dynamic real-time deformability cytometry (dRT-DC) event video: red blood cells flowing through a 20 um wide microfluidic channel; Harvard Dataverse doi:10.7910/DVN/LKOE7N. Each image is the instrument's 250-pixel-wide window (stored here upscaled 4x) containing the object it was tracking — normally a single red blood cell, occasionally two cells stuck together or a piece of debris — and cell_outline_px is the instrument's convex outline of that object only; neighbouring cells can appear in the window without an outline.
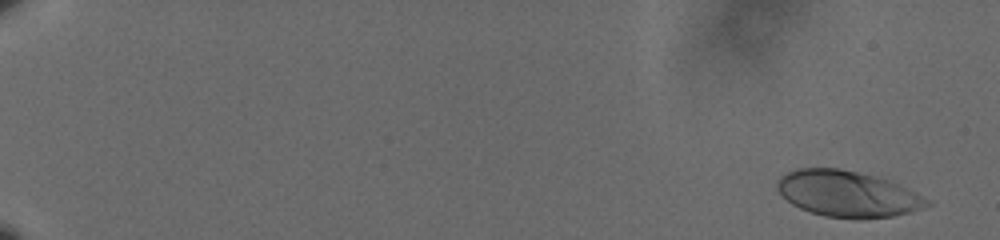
{"species": "human", "species_latin": "Homo sapiens", "temperature_condition": "cold", "stored_images_in_passage": 57, "camera_frame_rate_fps": 3000, "um_per_image_px": 0.085, "donor": {"sex": "male"}, "frame": {"image": 1, "passage_image": 3, "time_ms": 0.667, "image_size_px": [1000, 240], "cell_outline_px": [[932, 204], [924, 208], [892, 216], [860, 220], [856, 220], [824, 216], [800, 208], [792, 204], [776, 188], [776, 180], [780, 176], [788, 172], [800, 168], [840, 168], [876, 176], [900, 184], [932, 200]], "centroid_in_image_um": [72.08, 16.49], "position_along_channel_um": 12.9, "area_um2": 40.58}}
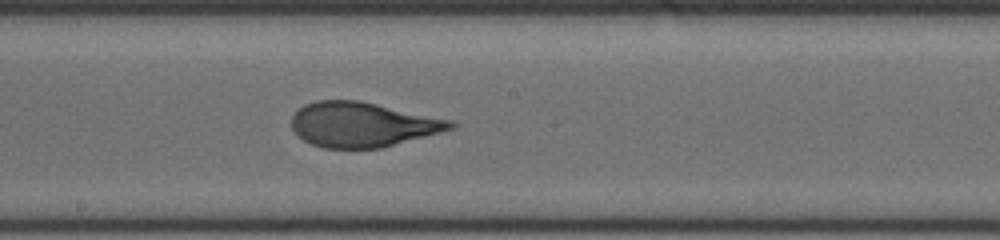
{"frame": {"image": 2, "passage_image": 37, "time_ms": 12.0, "image_size_px": [1000, 240], "cell_outline_px": [[460, 124], [456, 128], [380, 148], [324, 148], [312, 144], [304, 140], [292, 128], [292, 116], [304, 104], [316, 100], [360, 100], [452, 120]], "centroid_in_image_um": [30.84, 10.57], "position_along_channel_um": 217.4, "area_um2": 41.44}}
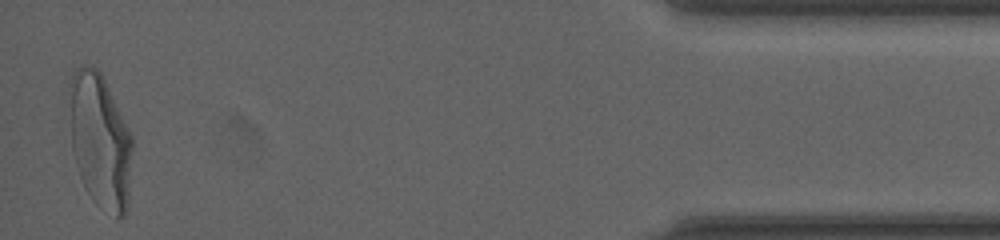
{"frame": {"image": 3, "passage_image": 57, "time_ms": 18.667, "image_size_px": [1000, 240], "cell_outline_px": [[132, 148], [128, 204], [124, 216], [116, 220], [84, 188], [76, 164], [72, 148], [68, 84], [72, 72], [80, 64], [84, 64], [96, 68], [100, 72], [132, 136]], "centroid_in_image_um": [8.49, 11.94], "position_along_channel_um": 426.7, "area_um2": 49.13}, "authors_computed_cell_mechanics": {"area_um2": 41.3848, "velocity_mm_per_s": 3.5947, "shape_relaxation_time_tau1_ms": 5.1136, "shape_relaxation_time_tau2_ms": 0.7893, "deformation_change_tau1": 0.2073, "deformation_change_tau2": 0.0797}}